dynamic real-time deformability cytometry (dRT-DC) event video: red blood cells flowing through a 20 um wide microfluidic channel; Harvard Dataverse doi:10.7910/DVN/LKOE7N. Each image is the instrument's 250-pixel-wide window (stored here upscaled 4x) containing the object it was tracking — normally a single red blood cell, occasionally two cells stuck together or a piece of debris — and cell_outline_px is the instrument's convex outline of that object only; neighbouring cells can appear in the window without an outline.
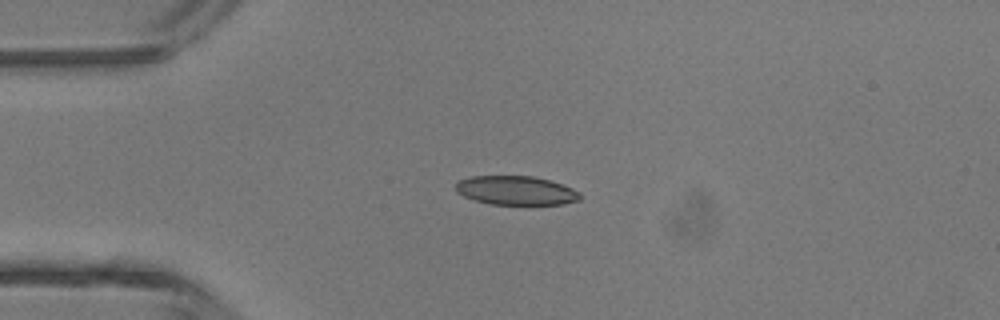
{"species": "common noctule bat (a hibernating species)", "species_latin": "Nyctalus noctula", "temperature_condition": "room temperature", "stored_images_in_passage": 35, "camera_frame_rate_fps": 3000, "um_per_image_px": 0.085, "animal": {"sex": "male", "body_mass_g": 13.3}, "frame": {"image": 1, "passage_image": 1, "time_ms": 0.0, "image_size_px": [1000, 320], "cell_outline_px": [[580, 200], [564, 204], [488, 204], [464, 196], [456, 192], [456, 184], [460, 180], [472, 176], [532, 176], [548, 180], [572, 188], [580, 192]], "centroid_in_image_um": [43.86, 16.19], "position_along_channel_um": 41.1, "area_um2": 20.81}}
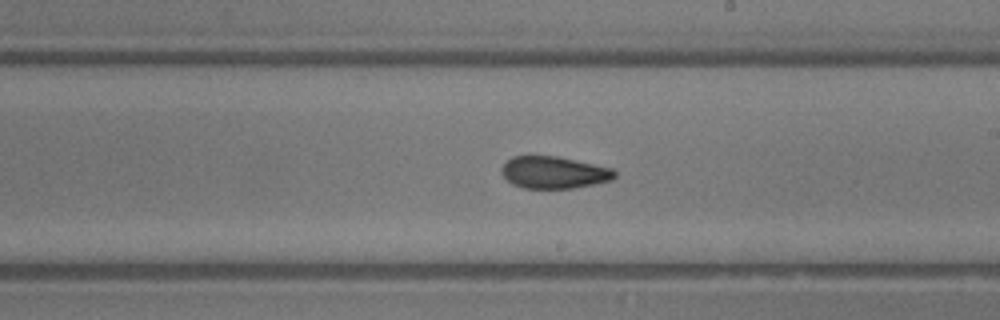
{"frame": {"image": 2, "passage_image": 16, "time_ms": 5.0, "image_size_px": [1000, 320], "cell_outline_px": [[616, 176], [612, 180], [596, 184], [572, 188], [524, 188], [512, 184], [500, 172], [500, 168], [512, 156], [528, 152], [556, 156], [612, 168], [616, 172]], "centroid_in_image_um": [47.03, 14.62], "position_along_channel_um": 242.0, "area_um2": 21.73}}
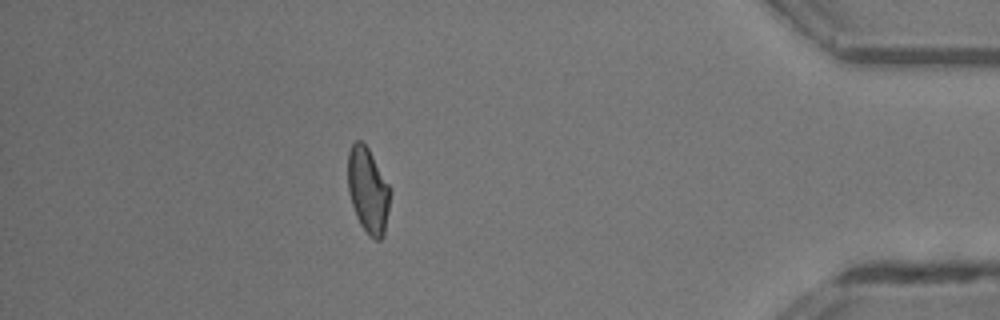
{"frame": {"image": 3, "passage_image": 30, "time_ms": 9.667, "image_size_px": [1000, 320], "cell_outline_px": [[392, 192], [384, 236], [380, 240], [376, 240], [368, 236], [360, 224], [356, 216], [352, 204], [348, 188], [348, 152], [352, 144], [356, 140], [360, 140], [368, 148], [392, 188]], "centroid_in_image_um": [31.31, 16.21], "position_along_channel_um": 403.9, "area_um2": 21.44}, "authors_computed_cell_mechanics": {"area_um2": 21.5016, "velocity_mm_per_s": 4.5163, "shape_relaxation_time_tau1_ms": 7.6904, "shape_relaxation_time_tau2_ms": 2.5789, "deformation_change_tau1": 0.206, "deformation_change_tau2": 0.0922}}